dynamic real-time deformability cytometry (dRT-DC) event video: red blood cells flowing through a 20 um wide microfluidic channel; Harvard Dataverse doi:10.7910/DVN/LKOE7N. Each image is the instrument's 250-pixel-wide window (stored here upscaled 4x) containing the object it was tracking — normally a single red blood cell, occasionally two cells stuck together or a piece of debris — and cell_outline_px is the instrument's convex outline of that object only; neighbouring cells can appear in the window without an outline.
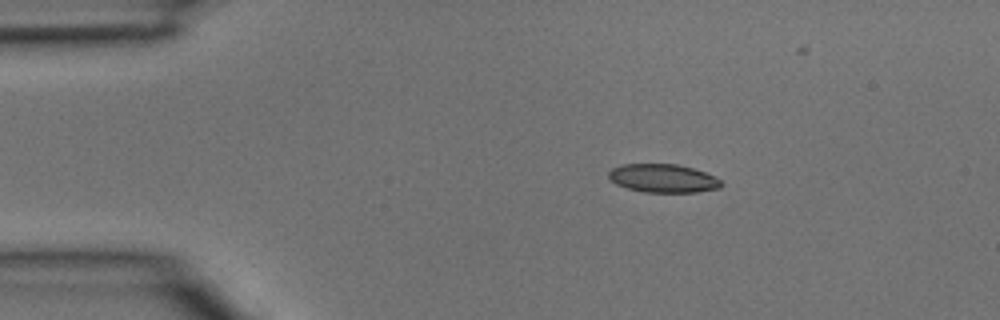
{"species": "common noctule bat (a hibernating species)", "species_latin": "Nyctalus noctula", "temperature_condition": "room temperature", "stored_images_in_passage": 2, "camera_frame_rate_fps": 3000, "um_per_image_px": 0.085, "animal": {"sex": "male", "body_mass_g": 15.6}, "frame": {"image": 1, "passage_image": 1, "time_ms": 0.0, "image_size_px": [1000, 320], "cell_outline_px": [[724, 184], [720, 188], [696, 192], [644, 192], [628, 188], [616, 184], [608, 176], [608, 172], [612, 168], [620, 164], [676, 164], [692, 168], [704, 172], [720, 180]], "centroid_in_image_um": [56.35, 15.15], "position_along_channel_um": 28.7, "area_um2": 18.55}}